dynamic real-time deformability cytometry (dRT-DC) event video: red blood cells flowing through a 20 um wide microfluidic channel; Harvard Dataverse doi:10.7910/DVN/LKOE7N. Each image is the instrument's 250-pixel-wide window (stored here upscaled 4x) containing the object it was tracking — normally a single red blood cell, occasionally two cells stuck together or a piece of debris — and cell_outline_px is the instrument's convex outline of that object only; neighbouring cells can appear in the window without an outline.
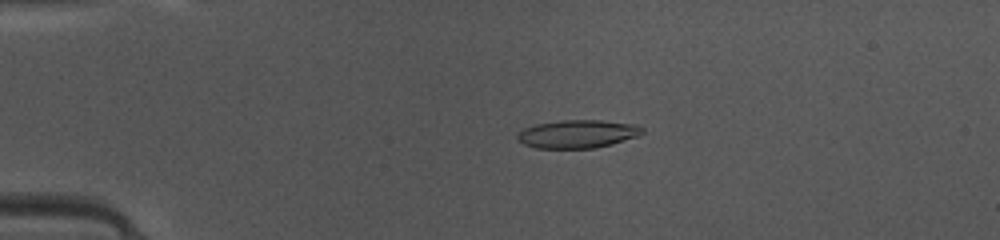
{"species": "common noctule bat (a hibernating species)", "species_latin": "Nyctalus noctula", "temperature_condition": "warm", "stored_images_in_passage": 44, "camera_frame_rate_fps": 3000, "um_per_image_px": 0.085, "animal": {"sex": "female", "body_mass_g": 10.0, "forearm_length_mm": 53.1}, "frame": {"image": 1, "passage_image": 7, "time_ms": 2.0, "image_size_px": [1000, 240], "cell_outline_px": [[644, 132], [636, 136], [612, 144], [596, 148], [536, 148], [524, 144], [516, 136], [524, 128], [536, 124], [564, 120], [600, 120], [640, 124], [644, 128]], "centroid_in_image_um": [49.15, 11.38], "position_along_channel_um": 35.9, "area_um2": 20.46}}
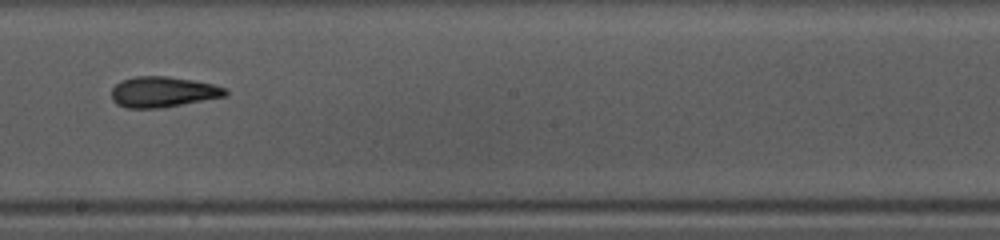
{"frame": {"image": 2, "passage_image": 24, "time_ms": 7.667, "image_size_px": [1000, 240], "cell_outline_px": [[228, 96], [160, 108], [128, 108], [116, 104], [112, 100], [112, 88], [120, 80], [136, 76], [168, 76], [192, 80], [212, 84], [228, 88]], "centroid_in_image_um": [13.86, 7.81], "position_along_channel_um": 234.3, "area_um2": 20.46}}
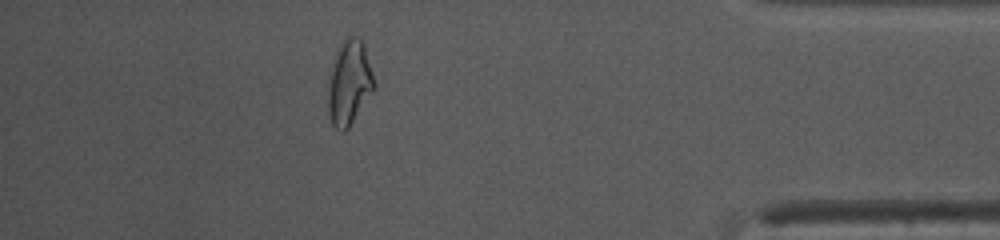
{"frame": {"image": 3, "passage_image": 39, "time_ms": 12.667, "image_size_px": [1000, 240], "cell_outline_px": [[372, 88], [348, 128], [344, 132], [336, 128], [332, 124], [328, 112], [328, 76], [336, 48], [344, 36], [356, 36], [364, 44], [372, 76]], "centroid_in_image_um": [29.6, 6.96], "position_along_channel_um": 405.6, "area_um2": 22.14}, "authors_computed_cell_mechanics": {"area_um2": 20.3167, "velocity_mm_per_s": 4.1646, "shape_relaxation_time_tau1_ms": 5.2044, "shape_relaxation_time_tau2_ms": 2.2867, "deformation_change_tau1": 0.1858, "deformation_change_tau2": 0.0996}}